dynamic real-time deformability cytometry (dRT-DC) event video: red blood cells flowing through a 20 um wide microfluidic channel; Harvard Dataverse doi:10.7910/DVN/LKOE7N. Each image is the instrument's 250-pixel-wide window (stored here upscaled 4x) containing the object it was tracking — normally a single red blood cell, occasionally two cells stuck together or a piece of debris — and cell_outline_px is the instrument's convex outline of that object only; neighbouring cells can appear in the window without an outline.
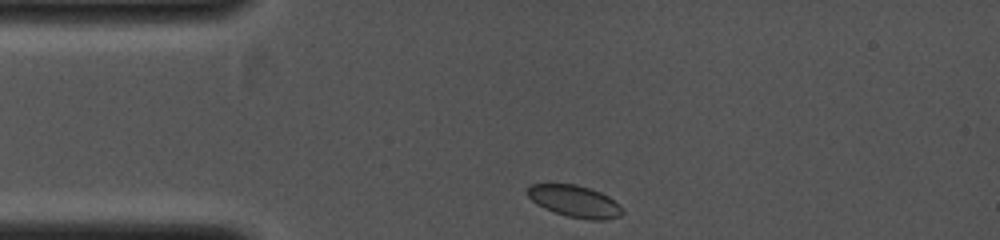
{"species": "common noctule bat (a hibernating species)", "species_latin": "Nyctalus noctula", "temperature_condition": "cold", "stored_images_in_passage": 30, "camera_frame_rate_fps": 4000, "um_per_image_px": 0.085, "animal": {"sex": "female", "body_mass_g": 19.0, "forearm_length_mm": 53.3}, "frame": {"image": 1, "passage_image": 1, "time_ms": 0.0, "image_size_px": [1000, 240], "cell_outline_px": [[624, 212], [620, 216], [608, 220], [592, 220], [568, 216], [544, 208], [536, 204], [528, 196], [528, 188], [532, 184], [576, 184], [600, 192], [608, 196], [620, 204], [624, 208]], "centroid_in_image_um": [48.9, 17.12], "position_along_channel_um": 36.1, "area_um2": 17.57}}
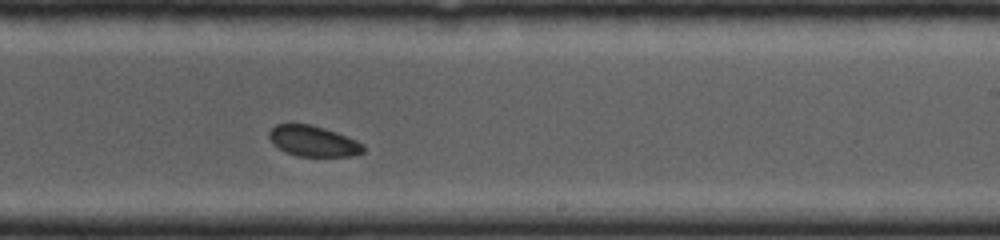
{"frame": {"image": 2, "passage_image": 18, "time_ms": 4.25, "image_size_px": [1000, 240], "cell_outline_px": [[364, 152], [352, 156], [296, 156], [284, 152], [272, 144], [268, 136], [268, 132], [276, 124], [312, 124], [336, 132], [356, 140], [364, 144]], "centroid_in_image_um": [26.6, 12.0], "position_along_channel_um": 262.4, "area_um2": 16.99}}
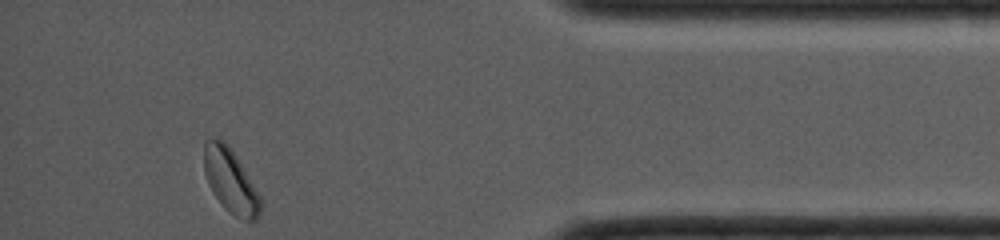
{"frame": {"image": 3, "passage_image": 30, "time_ms": 7.25, "image_size_px": [1000, 240], "cell_outline_px": [[260, 216], [256, 220], [244, 220], [228, 212], [216, 196], [208, 184], [204, 172], [204, 140], [216, 136], [224, 140], [228, 144], [260, 196]], "centroid_in_image_um": [19.56, 15.34], "position_along_channel_um": 415.6, "area_um2": 20.81}}